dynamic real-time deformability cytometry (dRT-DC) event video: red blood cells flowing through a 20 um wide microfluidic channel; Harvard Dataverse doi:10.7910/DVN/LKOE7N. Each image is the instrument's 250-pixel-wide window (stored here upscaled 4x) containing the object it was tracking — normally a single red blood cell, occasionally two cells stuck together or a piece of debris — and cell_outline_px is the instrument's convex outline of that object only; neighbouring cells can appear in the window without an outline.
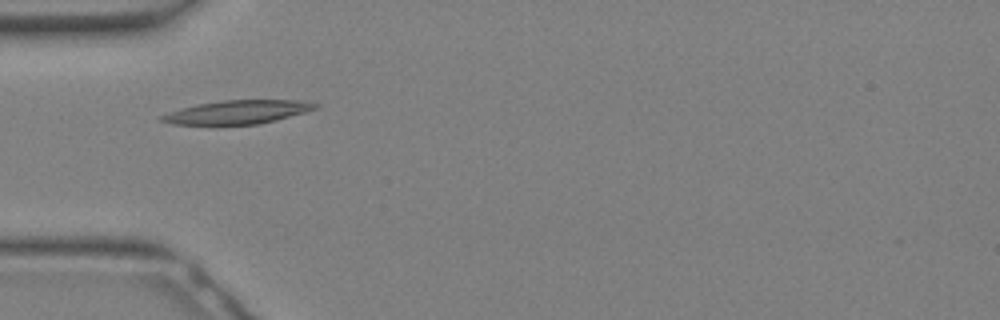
{"species": "Egyptian fruit bat (a non-hibernating species)", "species_latin": "Rousettus aegyptiacus", "temperature_condition": "warm", "stored_images_in_passage": 24, "camera_frame_rate_fps": 3000, "um_per_image_px": 0.085, "animal": {"sex": "female"}, "frame": {"image": 1, "passage_image": 3, "time_ms": 0.667, "image_size_px": [1000, 320], "cell_outline_px": [[320, 108], [308, 112], [276, 120], [256, 124], [216, 128], [212, 128], [172, 124], [160, 120], [160, 116], [196, 104], [224, 100], [292, 100], [320, 104]], "centroid_in_image_um": [20.16, 9.59], "position_along_channel_um": 64.8, "area_um2": 22.08}}
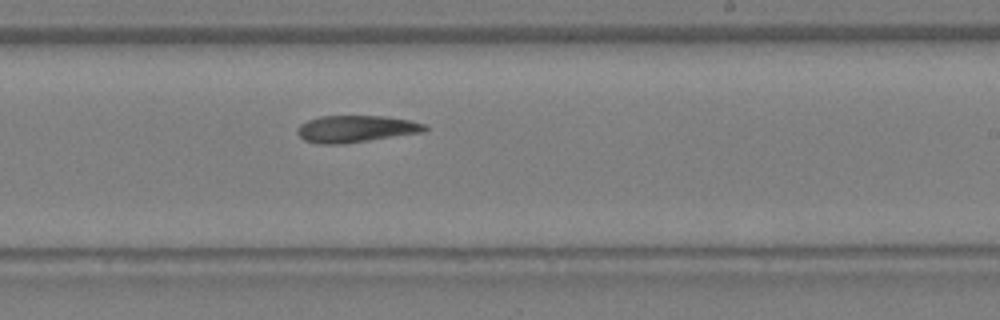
{"frame": {"image": 2, "passage_image": 12, "time_ms": 3.667, "image_size_px": [1000, 320], "cell_outline_px": [[428, 128], [424, 132], [340, 144], [316, 144], [304, 140], [296, 132], [296, 128], [300, 124], [308, 120], [320, 116], [384, 116], [408, 120], [424, 124]], "centroid_in_image_um": [30.2, 10.95], "position_along_channel_um": 258.8, "area_um2": 19.88}}
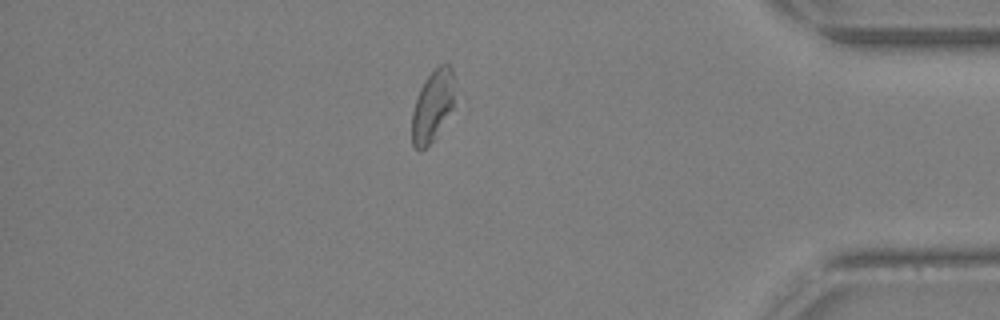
{"frame": {"image": 3, "passage_image": 20, "time_ms": 6.333, "image_size_px": [1000, 320], "cell_outline_px": [[456, 80], [452, 108], [432, 140], [420, 152], [412, 144], [412, 112], [420, 88], [428, 76], [440, 64], [448, 64], [452, 68]], "centroid_in_image_um": [36.78, 8.95], "position_along_channel_um": 398.4, "area_um2": 17.51}}